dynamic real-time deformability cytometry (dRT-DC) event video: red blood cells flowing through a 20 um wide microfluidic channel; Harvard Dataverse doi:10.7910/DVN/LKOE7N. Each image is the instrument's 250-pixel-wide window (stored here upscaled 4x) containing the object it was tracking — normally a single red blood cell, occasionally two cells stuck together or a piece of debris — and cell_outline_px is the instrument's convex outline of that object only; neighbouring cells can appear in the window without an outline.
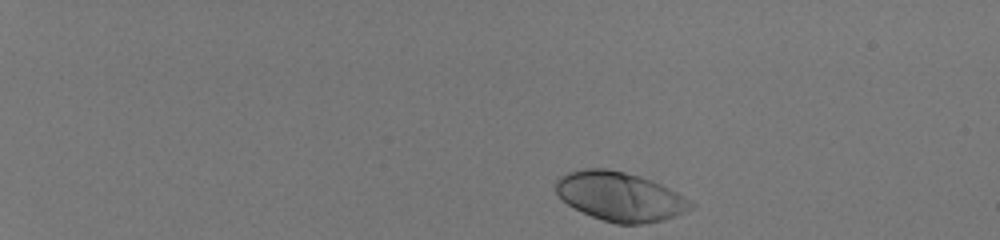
{"species": "human", "species_latin": "Homo sapiens", "temperature_condition": "room temperature", "stored_images_in_passage": 43, "camera_frame_rate_fps": 3000, "um_per_image_px": 0.085, "donor": {"sex": "male"}, "frame": {"image": 1, "passage_image": 1, "time_ms": 0.0, "image_size_px": [1000, 240], "cell_outline_px": [[696, 204], [692, 208], [672, 216], [660, 220], [640, 224], [616, 224], [592, 216], [568, 204], [556, 192], [556, 180], [560, 176], [568, 172], [584, 168], [608, 168], [640, 176], [652, 180], [676, 192]], "centroid_in_image_um": [52.68, 16.68], "position_along_channel_um": 32.3, "area_um2": 38.09}}
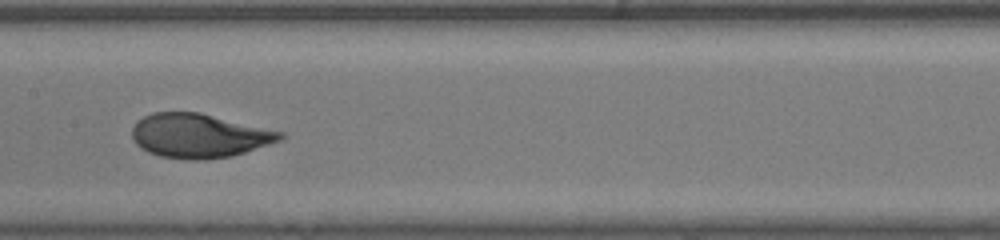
{"frame": {"image": 2, "passage_image": 23, "time_ms": 7.333, "image_size_px": [1000, 240], "cell_outline_px": [[284, 136], [280, 140], [232, 156], [204, 160], [192, 160], [160, 156], [148, 152], [140, 148], [132, 140], [132, 128], [136, 120], [152, 112], [200, 112], [284, 132]], "centroid_in_image_um": [16.88, 11.53], "position_along_channel_um": 190.5, "area_um2": 38.15}}
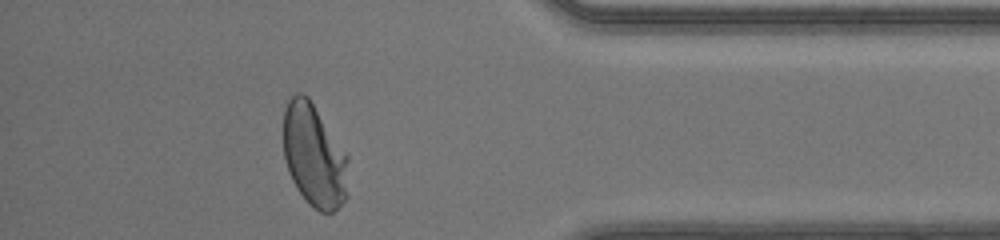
{"frame": {"image": 3, "passage_image": 40, "time_ms": 13.0, "image_size_px": [1000, 240], "cell_outline_px": [[348, 196], [332, 212], [320, 212], [308, 204], [296, 188], [288, 172], [284, 156], [284, 108], [288, 100], [296, 92], [304, 92], [308, 96], [348, 156]], "centroid_in_image_um": [26.7, 13.23], "position_along_channel_um": 408.5, "area_um2": 39.13}, "authors_computed_cell_mechanics": {"area_um2": 37.859, "velocity_mm_per_s": 4.1246, "shape_relaxation_time_tau1_ms": 3.3089, "shape_relaxation_time_tau2_ms": null, "deformation_change_tau1": 0.2091, "deformation_change_tau2": null}}